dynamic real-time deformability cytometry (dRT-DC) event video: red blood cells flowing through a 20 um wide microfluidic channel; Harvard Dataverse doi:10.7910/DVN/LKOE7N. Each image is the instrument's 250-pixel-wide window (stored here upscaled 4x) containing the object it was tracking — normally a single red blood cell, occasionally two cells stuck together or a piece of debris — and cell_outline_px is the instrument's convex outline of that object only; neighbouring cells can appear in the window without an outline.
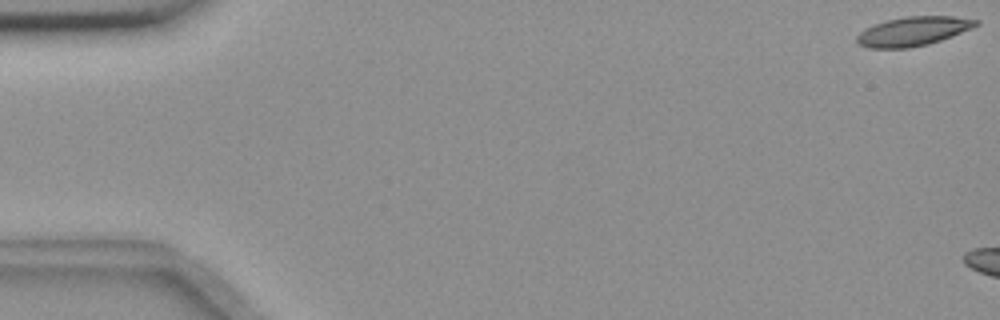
{"species": "common noctule bat (a hibernating species)", "species_latin": "Nyctalus noctula", "temperature_condition": "room temperature", "stored_images_in_passage": 6, "camera_frame_rate_fps": 3000, "um_per_image_px": 0.085, "animal": {"sex": "female", "body_mass_g": 18.4}, "frame": {"image": 1, "passage_image": 1, "time_ms": 0.0, "image_size_px": [1000, 320], "cell_outline_px": [[980, 24], [940, 40], [928, 44], [908, 48], [868, 48], [856, 44], [856, 36], [860, 32], [876, 24], [888, 20], [908, 16], [952, 16], [980, 20]], "centroid_in_image_um": [77.59, 2.66], "position_along_channel_um": 7.4, "area_um2": 19.94}}